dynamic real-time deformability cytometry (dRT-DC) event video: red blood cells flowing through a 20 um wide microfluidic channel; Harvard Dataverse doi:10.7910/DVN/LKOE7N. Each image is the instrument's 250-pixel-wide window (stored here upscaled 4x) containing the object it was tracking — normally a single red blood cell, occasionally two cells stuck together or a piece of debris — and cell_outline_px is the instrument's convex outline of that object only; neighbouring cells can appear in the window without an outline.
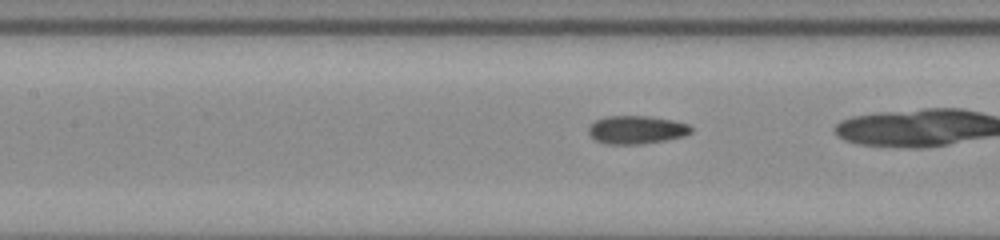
{"species": "common noctule bat (a hibernating species)", "species_latin": "Nyctalus noctula", "temperature_condition": "room temperature", "stored_images_in_passage": 44, "camera_frame_rate_fps": 3000, "um_per_image_px": 0.085, "animal": {"sex": "male", "body_mass_g": 20.0, "forearm_length_mm": 53.3}, "frame": {"image": 1, "passage_image": 26, "time_ms": 8.333, "image_size_px": [1000, 240], "cell_outline_px": [[692, 132], [684, 136], [664, 140], [640, 144], [608, 144], [596, 140], [588, 132], [588, 128], [596, 120], [608, 116], [648, 116], [672, 120], [688, 124], [692, 128]], "centroid_in_image_um": [54.11, 11.03], "position_along_channel_um": 153.3, "area_um2": 16.65}}